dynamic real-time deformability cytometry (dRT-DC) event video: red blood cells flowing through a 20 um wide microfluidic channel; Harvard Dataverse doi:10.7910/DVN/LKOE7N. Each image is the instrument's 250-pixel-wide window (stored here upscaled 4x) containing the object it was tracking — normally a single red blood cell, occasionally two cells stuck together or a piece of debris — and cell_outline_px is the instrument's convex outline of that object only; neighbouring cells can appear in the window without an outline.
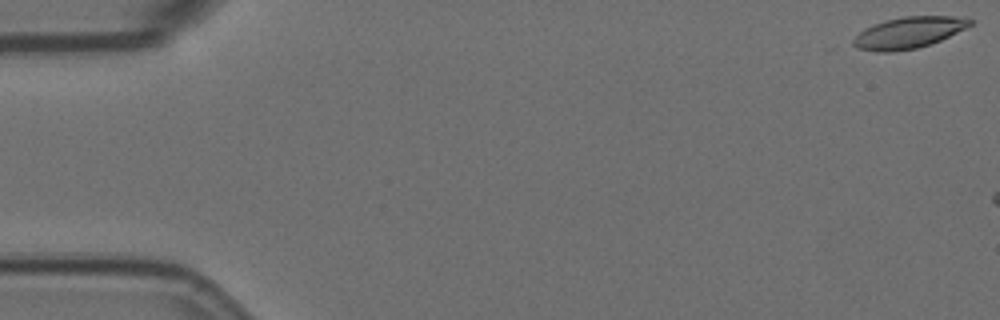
{"species": "Egyptian fruit bat (a non-hibernating species)", "species_latin": "Rousettus aegyptiacus", "temperature_condition": "room temperature", "stored_images_in_passage": 3, "camera_frame_rate_fps": 3000, "um_per_image_px": 0.085, "animal": {"sex": "female"}, "frame": {"image": 1, "passage_image": 1, "time_ms": 0.0, "image_size_px": [1000, 320], "cell_outline_px": [[972, 24], [940, 40], [916, 48], [892, 52], [876, 52], [860, 48], [852, 44], [852, 40], [864, 28], [884, 20], [904, 16], [952, 16], [972, 20]], "centroid_in_image_um": [77.18, 2.77], "position_along_channel_um": 7.8, "area_um2": 20.98}}